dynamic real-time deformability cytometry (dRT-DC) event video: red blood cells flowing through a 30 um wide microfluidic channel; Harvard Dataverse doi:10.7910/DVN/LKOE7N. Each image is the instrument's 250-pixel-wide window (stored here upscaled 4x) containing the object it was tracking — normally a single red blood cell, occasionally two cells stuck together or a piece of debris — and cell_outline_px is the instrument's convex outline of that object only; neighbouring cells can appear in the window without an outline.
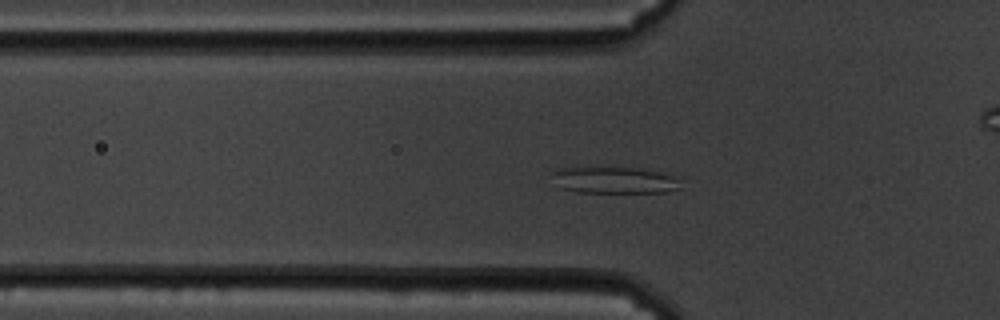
{"species": "common noctule bat (a hibernating species)", "species_latin": "Nyctalus noctula", "temperature_condition": "cold", "stored_images_in_passage": 58, "camera_frame_rate_fps": 3000, "um_per_image_px": 0.085, "animal": {"sex": "male", "body_mass_g": 19.5, "forearm_length_mm": 54.6}, "frame": {"image": 1, "passage_image": 19, "time_ms": 6.0, "image_size_px": [1000, 320], "cell_outline_px": [[684, 176], [680, 188], [664, 192], [576, 192], [560, 188], [548, 172], [556, 168], [636, 168]], "centroid_in_image_um": [52.28, 15.31], "position_along_channel_um": 73.5, "area_um2": 20.29}}
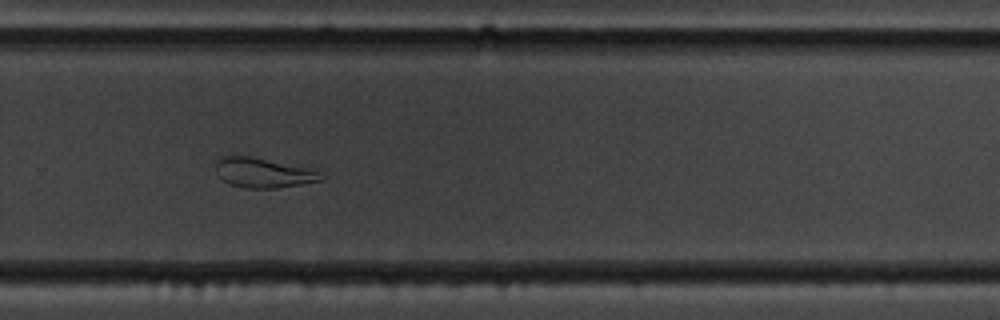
{"frame": {"image": 2, "passage_image": 39, "time_ms": 12.667, "image_size_px": [1000, 320], "cell_outline_px": [[324, 180], [276, 188], [244, 188], [228, 184], [220, 180], [216, 168], [216, 164], [224, 156], [248, 156], [308, 168], [316, 172]], "centroid_in_image_um": [22.31, 14.71], "position_along_channel_um": 307.5, "area_um2": 17.8}}
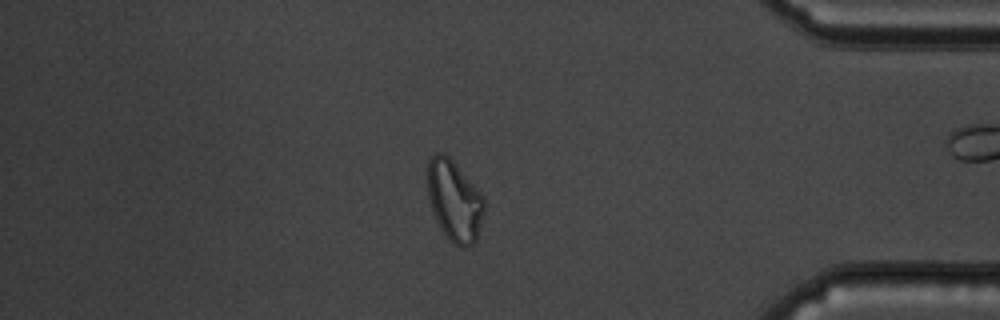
{"frame": {"image": 3, "passage_image": 49, "time_ms": 16.0, "image_size_px": [1000, 320], "cell_outline_px": [[484, 212], [476, 240], [468, 248], [460, 248], [444, 232], [436, 220], [428, 196], [428, 156], [436, 152], [444, 152], [452, 160], [484, 196]], "centroid_in_image_um": [38.62, 17.03], "position_along_channel_um": 396.6, "area_um2": 26.47}, "authors_computed_cell_mechanics": {"area_um2": 25.9522, "velocity_mm_per_s": 3.5055, "shape_relaxation_time_tau1_ms": null, "shape_relaxation_time_tau2_ms": 3.4105, "deformation_change_tau1": null, "deformation_change_tau2": 0.1038}}